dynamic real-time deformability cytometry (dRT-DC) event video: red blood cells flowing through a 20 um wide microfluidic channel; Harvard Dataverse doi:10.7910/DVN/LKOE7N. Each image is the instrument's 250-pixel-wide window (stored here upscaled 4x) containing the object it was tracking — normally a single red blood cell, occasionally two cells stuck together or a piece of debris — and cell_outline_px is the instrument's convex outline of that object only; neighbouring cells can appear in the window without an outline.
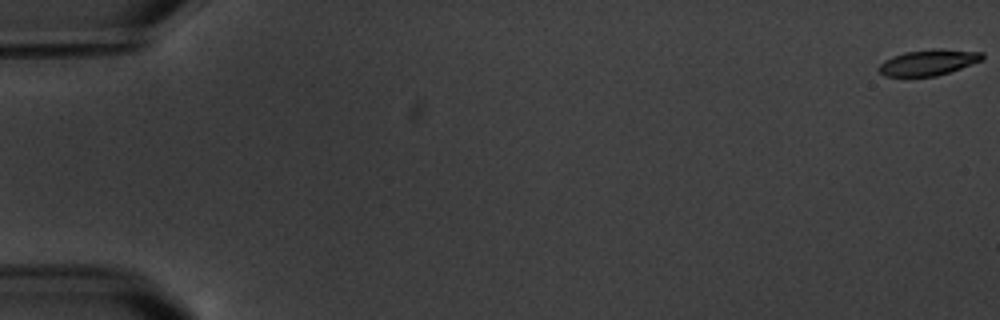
{"species": "common noctule bat (a hibernating species)", "species_latin": "Nyctalus noctula", "temperature_condition": "warm", "stored_images_in_passage": 8, "camera_frame_rate_fps": 3000, "um_per_image_px": 0.085, "animal": {"sex": "male", "body_mass_g": 20.1, "forearm_length_mm": 53.5}, "frame": {"image": 1, "passage_image": 1, "time_ms": 0.0, "image_size_px": [1000, 320], "cell_outline_px": [[984, 60], [936, 76], [884, 76], [880, 72], [880, 64], [884, 60], [892, 56], [904, 52], [932, 48], [940, 48], [984, 52]], "centroid_in_image_um": [78.95, 5.28], "position_along_channel_um": 6.0, "area_um2": 15.66}}
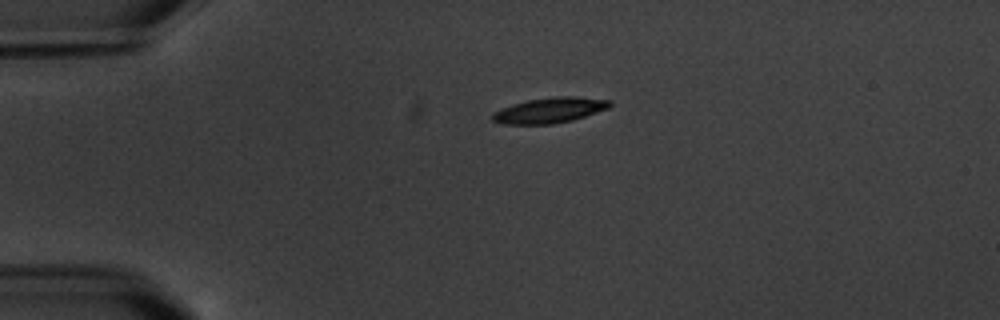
{"frame": {"image": 2, "passage_image": 5, "time_ms": 4.667, "image_size_px": [1000, 320], "cell_outline_px": [[612, 104], [608, 108], [572, 120], [552, 124], [500, 124], [492, 120], [492, 112], [512, 104], [528, 100], [556, 96], [576, 96], [612, 100]], "centroid_in_image_um": [46.71, 9.37], "position_along_channel_um": 38.3, "area_um2": 17.4}}